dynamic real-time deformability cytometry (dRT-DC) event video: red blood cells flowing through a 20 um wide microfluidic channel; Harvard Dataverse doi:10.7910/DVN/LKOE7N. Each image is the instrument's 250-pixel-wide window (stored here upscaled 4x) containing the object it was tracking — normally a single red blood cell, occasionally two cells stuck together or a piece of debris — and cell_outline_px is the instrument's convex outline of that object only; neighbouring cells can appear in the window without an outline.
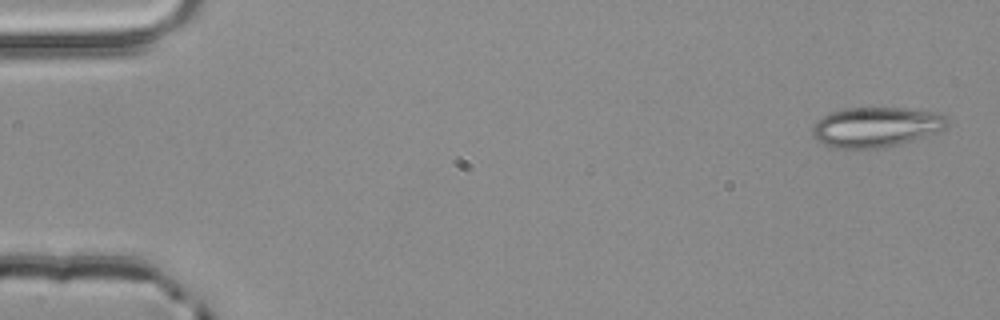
{"species": "common noctule bat (a hibernating species)", "species_latin": "Nyctalus noctula", "temperature_condition": "room temperature", "stored_images_in_passage": 3, "camera_frame_rate_fps": 3000, "um_per_image_px": 0.085, "animal": {"sex": "male", "body_mass_g": 20.4}, "frame": {"image": 1, "passage_image": 1, "time_ms": 0.0, "image_size_px": [1000, 320], "cell_outline_px": [[948, 124], [940, 132], [912, 140], [896, 144], [876, 148], [836, 148], [824, 144], [816, 140], [812, 132], [812, 128], [824, 116], [832, 112], [844, 108], [908, 108], [936, 112], [944, 116], [948, 120]], "centroid_in_image_um": [74.49, 10.79], "position_along_channel_um": 10.5, "area_um2": 31.1}}